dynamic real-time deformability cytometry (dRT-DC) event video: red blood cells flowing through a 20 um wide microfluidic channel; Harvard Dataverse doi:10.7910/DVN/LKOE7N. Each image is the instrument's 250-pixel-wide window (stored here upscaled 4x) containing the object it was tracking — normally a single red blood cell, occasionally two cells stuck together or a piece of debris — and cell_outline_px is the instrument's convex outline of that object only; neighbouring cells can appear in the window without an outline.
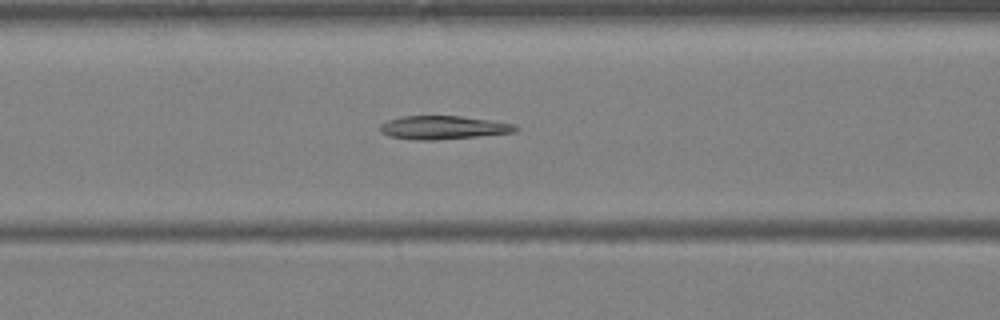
{"species": "Egyptian fruit bat (a non-hibernating species)", "species_latin": "Rousettus aegyptiacus", "temperature_condition": "warm", "stored_images_in_passage": 21, "camera_frame_rate_fps": 3000, "um_per_image_px": 0.085, "animal": {"sex": "female"}, "frame": {"image": 1, "passage_image": 5, "time_ms": 1.333, "image_size_px": [1000, 320], "cell_outline_px": [[520, 128], [516, 132], [436, 140], [416, 140], [388, 136], [380, 132], [380, 124], [388, 120], [404, 116], [460, 116], [488, 120], [512, 124]], "centroid_in_image_um": [37.63, 10.84], "position_along_channel_um": 129.0, "area_um2": 18.32}}
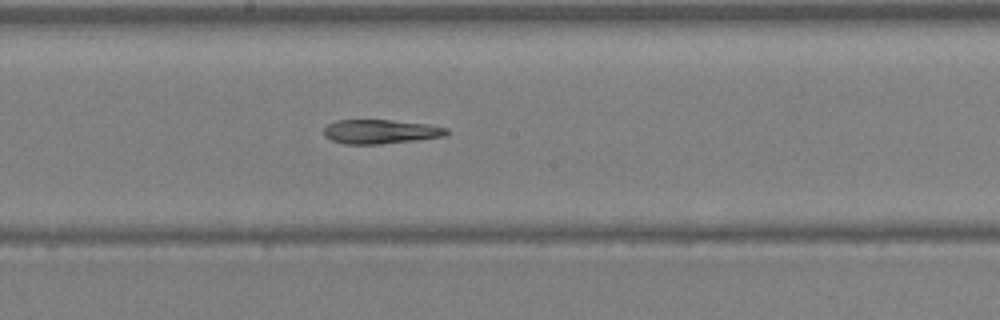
{"frame": {"image": 2, "passage_image": 10, "time_ms": 3.0, "image_size_px": [1000, 320], "cell_outline_px": [[448, 136], [416, 140], [380, 144], [344, 144], [332, 140], [324, 136], [324, 128], [328, 124], [336, 120], [392, 120], [428, 124], [448, 128]], "centroid_in_image_um": [32.36, 11.19], "position_along_channel_um": 215.8, "area_um2": 17.4}}
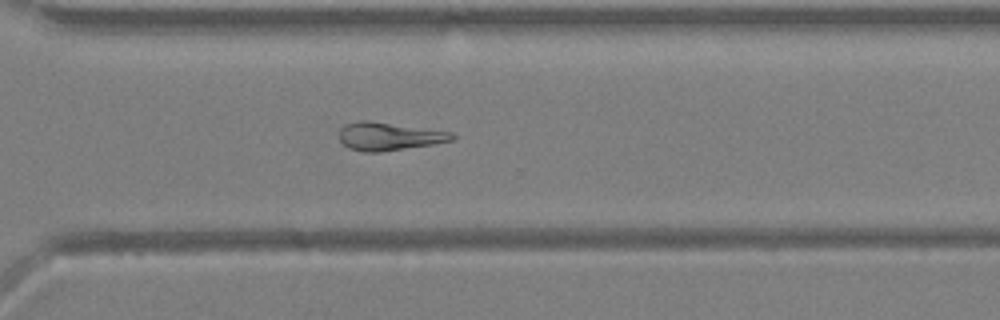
{"frame": {"image": 3, "passage_image": 17, "time_ms": 5.333, "image_size_px": [1000, 320], "cell_outline_px": [[456, 136], [452, 140], [436, 144], [380, 152], [364, 152], [352, 148], [344, 144], [340, 140], [340, 128], [344, 124], [360, 120], [364, 120], [452, 132]], "centroid_in_image_um": [33.07, 11.59], "position_along_channel_um": 337.5, "area_um2": 18.21}}